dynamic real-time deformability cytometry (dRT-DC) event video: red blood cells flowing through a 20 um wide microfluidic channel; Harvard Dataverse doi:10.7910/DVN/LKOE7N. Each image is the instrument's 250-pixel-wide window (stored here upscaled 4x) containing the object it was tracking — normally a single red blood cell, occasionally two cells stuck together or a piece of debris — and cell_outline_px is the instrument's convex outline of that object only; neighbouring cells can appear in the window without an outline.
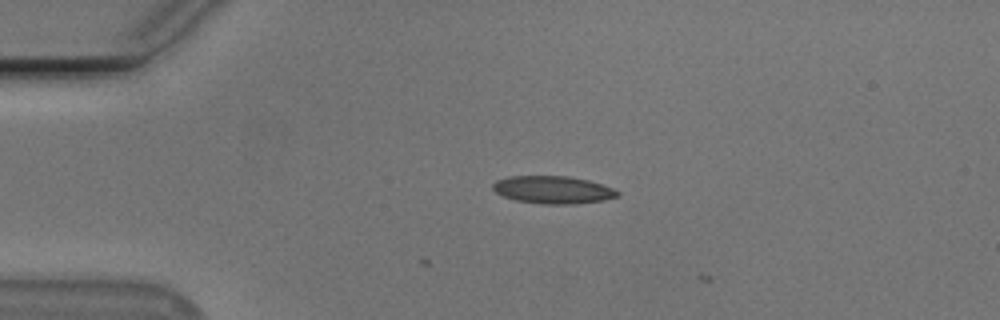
{"species": "Egyptian fruit bat (a non-hibernating species)", "species_latin": "Rousettus aegyptiacus", "temperature_condition": "cold", "stored_images_in_passage": 3, "camera_frame_rate_fps": 3000, "um_per_image_px": 0.085, "animal": {"sex": "male"}, "frame": {"image": 1, "passage_image": 2, "time_ms": 0.333, "image_size_px": [1000, 320], "cell_outline_px": [[620, 196], [604, 200], [572, 204], [544, 204], [516, 200], [504, 196], [496, 192], [492, 188], [492, 184], [496, 180], [508, 176], [568, 176], [588, 180], [612, 188], [620, 192]], "centroid_in_image_um": [47.0, 16.13], "position_along_channel_um": 38.0, "area_um2": 20.0}}